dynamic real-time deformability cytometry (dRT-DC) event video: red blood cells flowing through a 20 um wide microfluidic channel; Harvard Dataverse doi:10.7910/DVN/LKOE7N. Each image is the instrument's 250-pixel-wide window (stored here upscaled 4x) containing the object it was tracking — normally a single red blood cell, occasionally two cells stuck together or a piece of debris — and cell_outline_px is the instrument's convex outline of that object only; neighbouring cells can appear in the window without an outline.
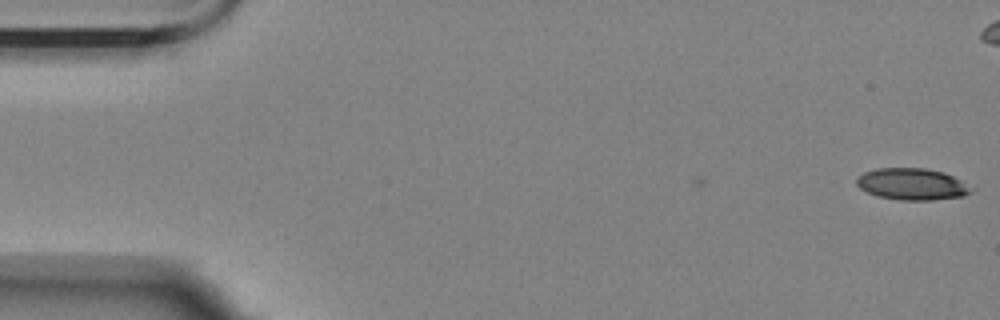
{"species": "Egyptian fruit bat (a non-hibernating species)", "species_latin": "Rousettus aegyptiacus", "temperature_condition": "room temperature", "stored_images_in_passage": 3, "camera_frame_rate_fps": 3000, "um_per_image_px": 0.085, "animal": {"sex": "female"}, "frame": {"image": 1, "passage_image": 1, "time_ms": 0.0, "image_size_px": [1000, 320], "cell_outline_px": [[976, 188], [972, 192], [964, 196], [932, 200], [900, 200], [880, 196], [868, 192], [860, 188], [856, 184], [856, 176], [864, 172], [876, 168], [924, 168], [944, 172]], "centroid_in_image_um": [77.55, 15.64], "position_along_channel_um": 7.5, "area_um2": 21.27}}